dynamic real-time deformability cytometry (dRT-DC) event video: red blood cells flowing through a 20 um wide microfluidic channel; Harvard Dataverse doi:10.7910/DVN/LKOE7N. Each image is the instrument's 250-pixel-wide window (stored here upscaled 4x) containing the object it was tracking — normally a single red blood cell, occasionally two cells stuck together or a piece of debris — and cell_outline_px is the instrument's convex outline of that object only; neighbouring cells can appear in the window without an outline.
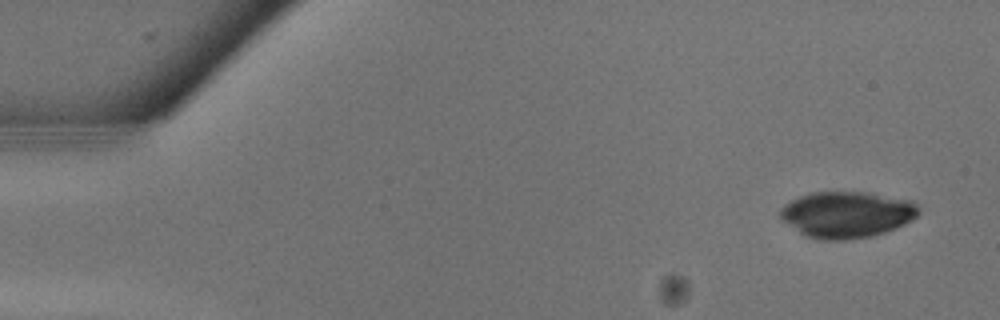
{"species": "common noctule bat (a hibernating species)", "species_latin": "Nyctalus noctula", "temperature_condition": "warm", "stored_images_in_passage": 11, "camera_frame_rate_fps": 3000, "um_per_image_px": 0.085, "animal": {"sex": "male", "body_mass_g": 13.3}, "frame": {"image": 1, "passage_image": 1, "time_ms": 0.0, "image_size_px": [1000, 320], "cell_outline_px": [[920, 212], [912, 220], [896, 228], [872, 236], [844, 240], [824, 240], [808, 236], [800, 232], [780, 220], [780, 208], [784, 204], [800, 196], [812, 192], [868, 192], [912, 200], [920, 208]], "centroid_in_image_um": [71.99, 18.22], "position_along_channel_um": 13.0, "area_um2": 37.45}}